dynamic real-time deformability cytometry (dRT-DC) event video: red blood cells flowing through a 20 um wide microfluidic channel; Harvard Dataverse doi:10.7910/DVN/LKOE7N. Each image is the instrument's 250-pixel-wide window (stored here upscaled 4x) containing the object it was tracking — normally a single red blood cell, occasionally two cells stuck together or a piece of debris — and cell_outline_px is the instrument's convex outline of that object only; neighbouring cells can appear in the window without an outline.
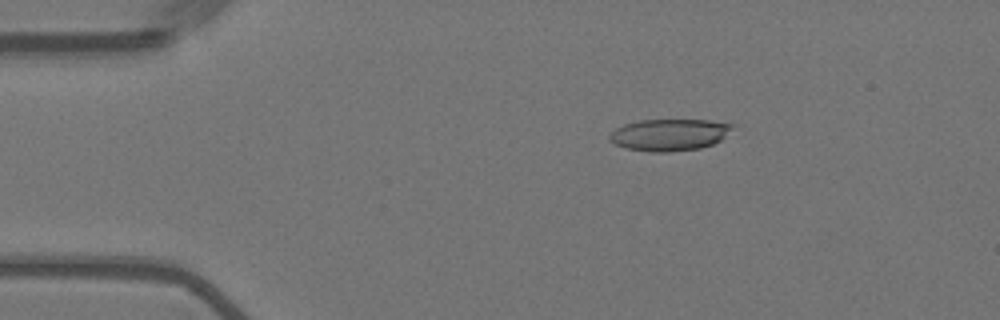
{"species": "Egyptian fruit bat (a non-hibernating species)", "species_latin": "Rousettus aegyptiacus", "temperature_condition": "warm", "stored_images_in_passage": 39, "camera_frame_rate_fps": 3000, "um_per_image_px": 0.085, "animal": {"sex": "female"}, "frame": {"image": 1, "passage_image": 1, "time_ms": 0.0, "image_size_px": [1000, 320], "cell_outline_px": [[740, 124], [720, 140], [712, 144], [700, 148], [668, 152], [648, 152], [628, 148], [616, 144], [608, 140], [608, 136], [616, 128], [624, 124], [640, 120], [708, 120]], "centroid_in_image_um": [56.95, 11.44], "position_along_channel_um": 28.1, "area_um2": 22.95}}
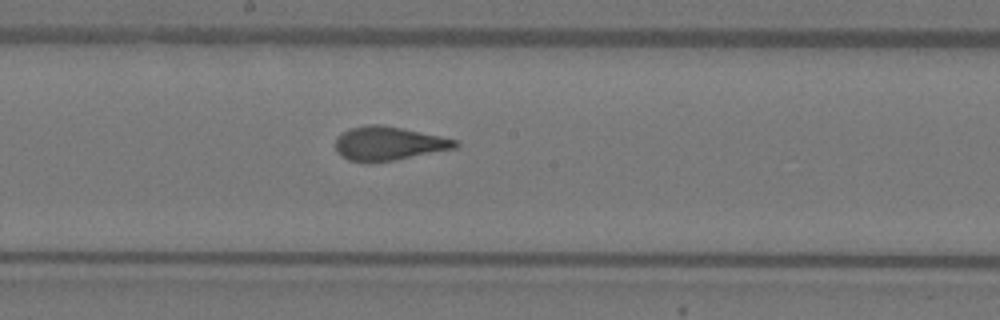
{"frame": {"image": 2, "passage_image": 21, "time_ms": 6.667, "image_size_px": [1000, 320], "cell_outline_px": [[460, 144], [456, 148], [392, 160], [368, 164], [348, 160], [340, 156], [336, 152], [336, 140], [344, 132], [352, 128], [368, 124], [380, 124], [440, 136], [456, 140]], "centroid_in_image_um": [32.99, 12.22], "position_along_channel_um": 215.2, "area_um2": 23.41}}
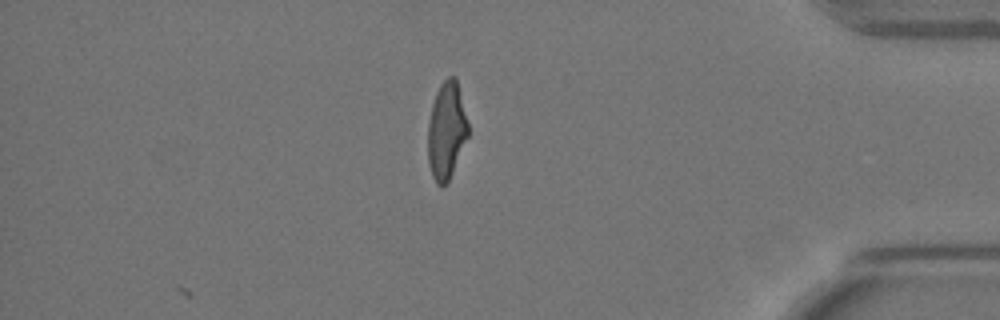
{"frame": {"image": 3, "passage_image": 39, "time_ms": 12.667, "image_size_px": [1000, 320], "cell_outline_px": [[468, 136], [448, 184], [444, 188], [440, 188], [436, 184], [432, 176], [428, 164], [428, 120], [432, 104], [436, 92], [440, 84], [448, 76], [456, 76], [468, 124]], "centroid_in_image_um": [37.94, 11.15], "position_along_channel_um": 397.3, "area_um2": 23.12}, "authors_computed_cell_mechanics": {"area_um2": 23.5824, "velocity_mm_per_s": 3.6258, "shape_relaxation_time_tau1_ms": 5.7134, "shape_relaxation_time_tau2_ms": 1.069, "deformation_change_tau1": 0.2044, "deformation_change_tau2": 0.08}}